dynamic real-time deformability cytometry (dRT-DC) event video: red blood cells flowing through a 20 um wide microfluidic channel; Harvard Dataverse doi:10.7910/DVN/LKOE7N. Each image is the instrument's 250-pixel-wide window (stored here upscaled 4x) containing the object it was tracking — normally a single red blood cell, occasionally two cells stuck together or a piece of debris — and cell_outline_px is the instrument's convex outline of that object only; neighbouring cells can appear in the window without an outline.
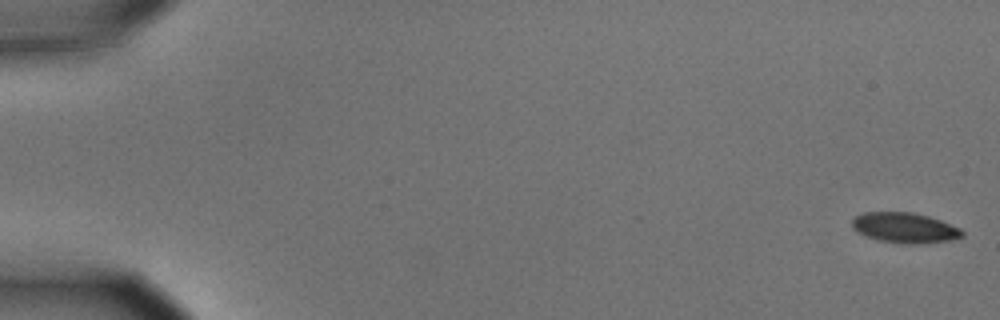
{"species": "common noctule bat (a hibernating species)", "species_latin": "Nyctalus noctula", "temperature_condition": "cold", "stored_images_in_passage": 5, "camera_frame_rate_fps": 3000, "um_per_image_px": 0.085, "animal": {"sex": "male", "body_mass_g": 15.6}, "frame": {"image": 1, "passage_image": 1, "time_ms": 0.0, "image_size_px": [1000, 320], "cell_outline_px": [[964, 236], [948, 240], [916, 244], [908, 244], [880, 240], [868, 236], [852, 228], [852, 220], [856, 216], [864, 212], [912, 212], [928, 216], [940, 220], [960, 228], [964, 232]], "centroid_in_image_um": [76.92, 19.35], "position_along_channel_um": 8.1, "area_um2": 19.13}}
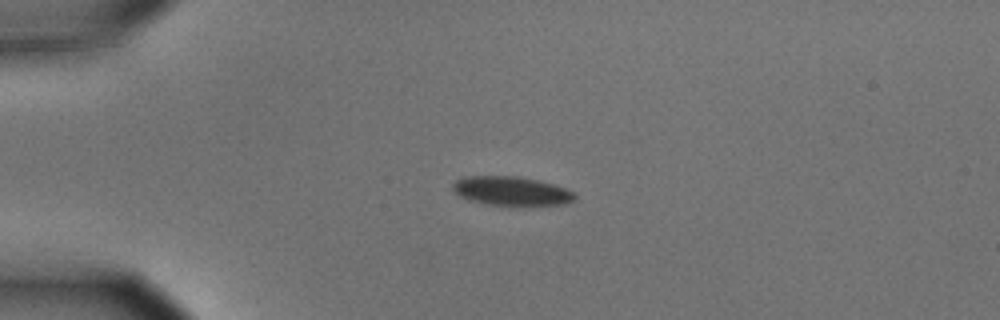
{"frame": {"image": 2, "passage_image": 4, "time_ms": 1.0, "image_size_px": [1000, 320], "cell_outline_px": [[576, 196], [572, 200], [564, 204], [484, 204], [468, 200], [452, 192], [452, 184], [456, 180], [464, 176], [516, 176], [536, 180], [552, 184], [564, 188], [572, 192]], "centroid_in_image_um": [43.36, 16.21], "position_along_channel_um": 41.6, "area_um2": 20.17}}